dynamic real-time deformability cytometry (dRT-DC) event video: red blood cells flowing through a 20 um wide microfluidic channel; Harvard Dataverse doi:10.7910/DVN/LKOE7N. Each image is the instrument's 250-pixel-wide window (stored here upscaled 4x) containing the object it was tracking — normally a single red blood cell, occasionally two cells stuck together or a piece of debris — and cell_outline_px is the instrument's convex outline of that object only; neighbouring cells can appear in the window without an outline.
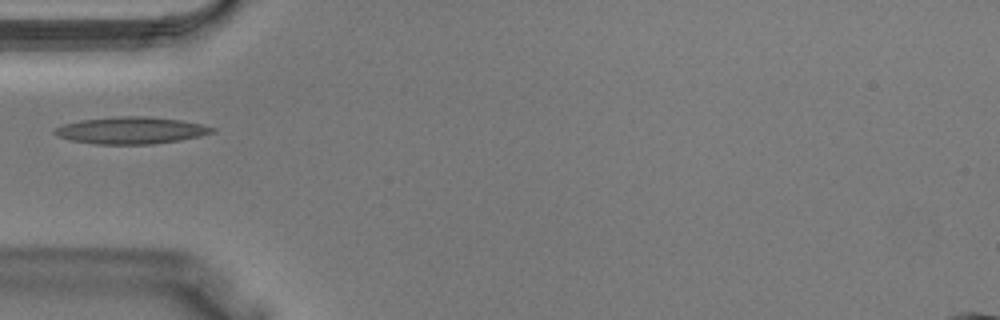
{"species": "Egyptian fruit bat (a non-hibernating species)", "species_latin": "Rousettus aegyptiacus", "temperature_condition": "warm", "stored_images_in_passage": 27, "camera_frame_rate_fps": 3000, "um_per_image_px": 0.085, "animal": {"sex": "male"}, "frame": {"image": 1, "passage_image": 1, "time_ms": 0.0, "image_size_px": [1000, 320], "cell_outline_px": [[216, 128], [212, 132], [200, 136], [180, 140], [152, 144], [92, 144], [72, 140], [56, 136], [52, 132], [56, 128], [64, 124], [80, 120], [120, 116], [148, 116], [180, 120], [200, 124]], "centroid_in_image_um": [11.11, 11.08], "position_along_channel_um": 73.9, "area_um2": 24.62}}
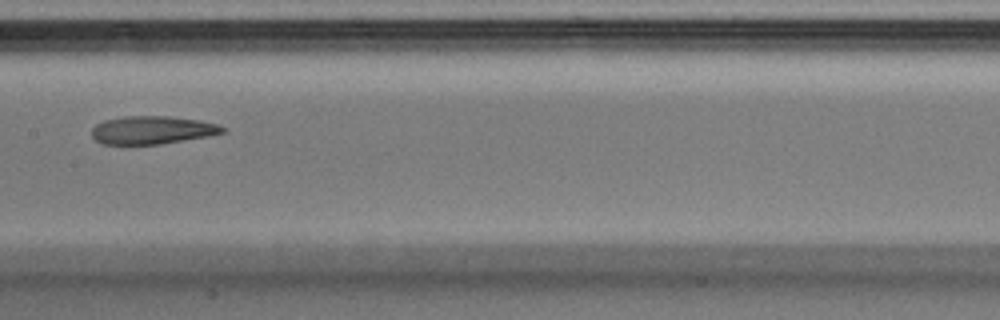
{"frame": {"image": 2, "passage_image": 8, "time_ms": 2.333, "image_size_px": [1000, 320], "cell_outline_px": [[224, 132], [212, 136], [160, 144], [100, 144], [92, 136], [92, 128], [96, 124], [104, 120], [124, 116], [168, 116], [200, 120], [216, 124], [224, 128]], "centroid_in_image_um": [12.93, 11.05], "position_along_channel_um": 194.5, "area_um2": 21.44}}
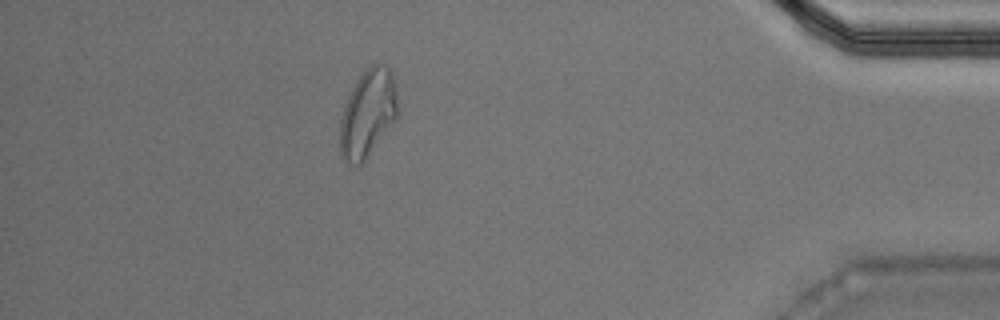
{"frame": {"image": 3, "passage_image": 23, "time_ms": 7.333, "image_size_px": [1000, 320], "cell_outline_px": [[396, 120], [364, 164], [348, 164], [340, 156], [340, 120], [344, 104], [356, 80], [372, 64], [380, 60], [388, 64], [392, 72], [396, 84]], "centroid_in_image_um": [31.27, 9.64], "position_along_channel_um": 403.9, "area_um2": 30.11}}